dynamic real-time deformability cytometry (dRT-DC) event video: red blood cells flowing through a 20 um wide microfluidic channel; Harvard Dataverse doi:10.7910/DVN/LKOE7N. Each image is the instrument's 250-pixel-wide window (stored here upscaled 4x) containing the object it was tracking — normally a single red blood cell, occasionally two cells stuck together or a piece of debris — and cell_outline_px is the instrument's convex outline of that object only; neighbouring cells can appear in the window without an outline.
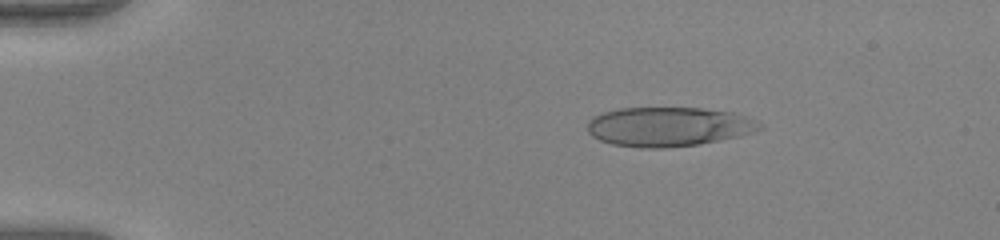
{"species": "human", "species_latin": "Homo sapiens", "temperature_condition": "warm", "stored_images_in_passage": 52, "camera_frame_rate_fps": 3000, "um_per_image_px": 0.085, "donor": {"sex": "female"}, "frame": {"image": 1, "passage_image": 10, "time_ms": 3.0, "image_size_px": [1000, 240], "cell_outline_px": [[764, 128], [740, 136], [700, 144], [664, 148], [640, 148], [612, 144], [600, 140], [592, 136], [588, 132], [588, 120], [592, 116], [604, 112], [620, 108], [704, 108], [732, 112], [760, 120], [764, 124]], "centroid_in_image_um": [56.87, 10.77], "position_along_channel_um": 28.1, "area_um2": 39.88}}
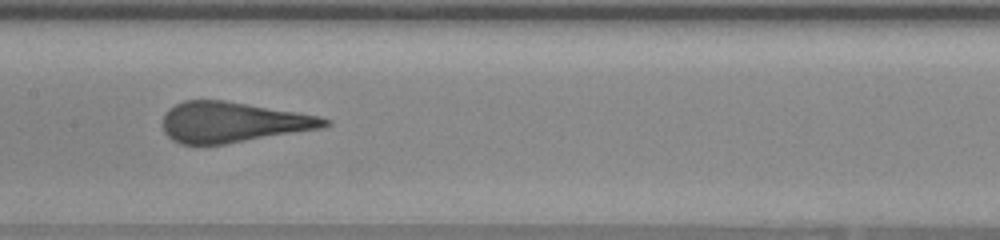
{"frame": {"image": 2, "passage_image": 28, "time_ms": 9.0, "image_size_px": [1000, 240], "cell_outline_px": [[332, 124], [320, 128], [224, 144], [180, 144], [172, 140], [164, 132], [164, 112], [168, 108], [184, 100], [224, 100], [320, 116], [332, 120]], "centroid_in_image_um": [19.77, 10.38], "position_along_channel_um": 187.6, "area_um2": 37.86}}
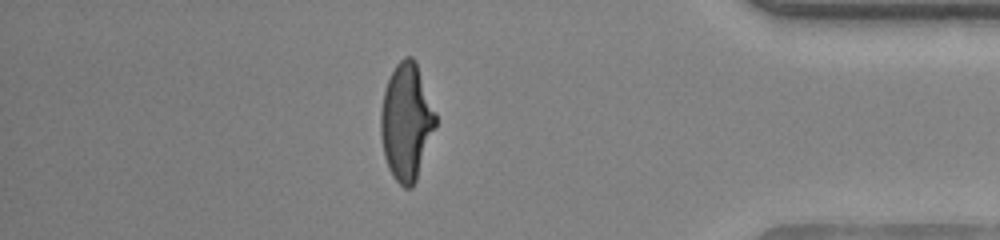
{"frame": {"image": 3, "passage_image": 46, "time_ms": 15.0, "image_size_px": [1000, 240], "cell_outline_px": [[436, 128], [416, 180], [412, 188], [404, 188], [392, 176], [388, 168], [384, 156], [380, 136], [380, 112], [384, 92], [388, 80], [396, 64], [404, 56], [412, 56], [416, 60], [436, 112]], "centroid_in_image_um": [34.55, 10.35], "position_along_channel_um": 400.7, "area_um2": 37.69}, "authors_computed_cell_mechanics": {"area_um2": 39.2173, "velocity_mm_per_s": 4.0374, "shape_relaxation_time_tau1_ms": 5.5516, "shape_relaxation_time_tau2_ms": null, "deformation_change_tau1": 0.2842, "deformation_change_tau2": null}}